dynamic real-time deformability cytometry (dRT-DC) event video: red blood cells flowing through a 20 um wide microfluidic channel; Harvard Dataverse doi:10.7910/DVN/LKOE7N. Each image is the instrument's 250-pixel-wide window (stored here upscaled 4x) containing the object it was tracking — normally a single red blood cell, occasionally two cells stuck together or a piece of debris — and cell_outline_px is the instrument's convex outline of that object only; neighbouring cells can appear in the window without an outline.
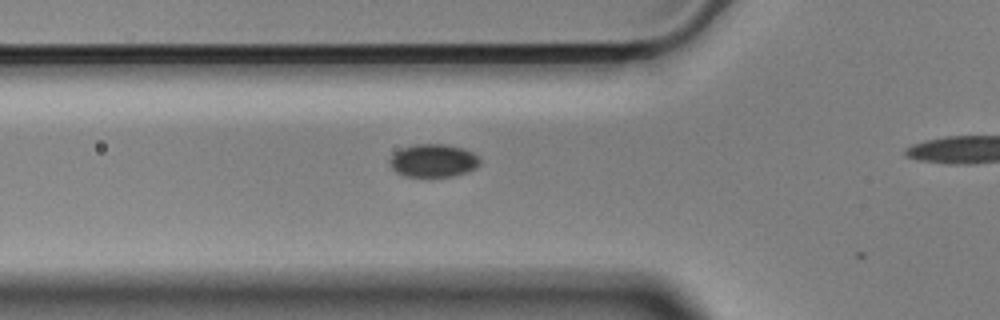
{"species": "Egyptian fruit bat (a non-hibernating species)", "species_latin": "Rousettus aegyptiacus", "temperature_condition": "cold", "stored_images_in_passage": 11, "camera_frame_rate_fps": 3000, "um_per_image_px": 0.085, "animal": {"sex": "male"}, "frame": {"image": 1, "passage_image": 3, "time_ms": 0.667, "image_size_px": [1000, 320], "cell_outline_px": [[480, 164], [476, 168], [468, 172], [452, 176], [404, 176], [396, 172], [388, 164], [388, 160], [396, 152], [404, 148], [416, 144], [444, 144], [460, 148], [472, 152], [480, 160]], "centroid_in_image_um": [36.82, 13.66], "position_along_channel_um": 89.0, "area_um2": 17.17}}
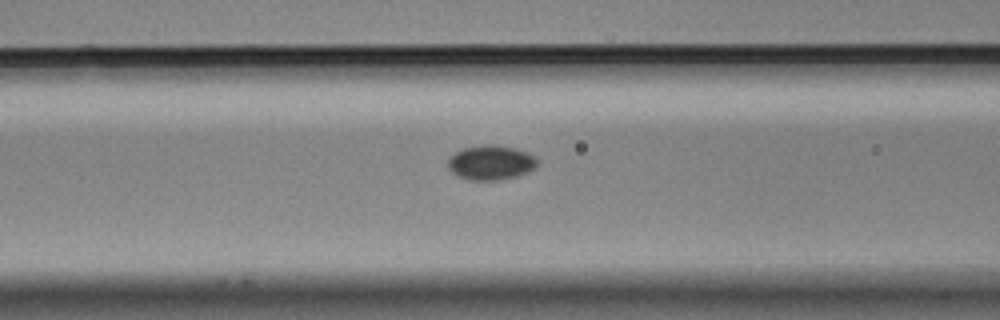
{"frame": {"image": 2, "passage_image": 6, "time_ms": 1.667, "image_size_px": [1000, 320], "cell_outline_px": [[536, 164], [528, 172], [516, 176], [500, 180], [472, 180], [460, 176], [452, 172], [448, 168], [448, 160], [456, 152], [464, 148], [484, 144], [496, 144], [516, 148], [532, 156], [536, 160]], "centroid_in_image_um": [41.69, 13.81], "position_along_channel_um": 124.9, "area_um2": 17.69}}
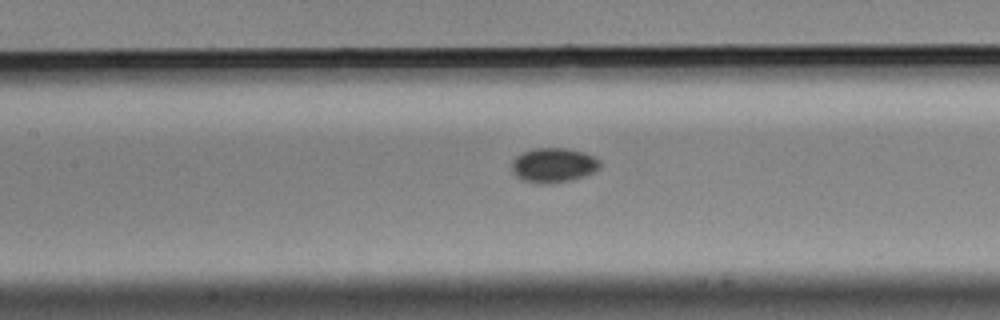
{"frame": {"image": 3, "passage_image": 9, "time_ms": 2.667, "image_size_px": [1000, 320], "cell_outline_px": [[600, 168], [584, 176], [572, 180], [548, 184], [536, 184], [524, 180], [516, 176], [512, 172], [512, 160], [520, 152], [532, 148], [568, 148], [584, 152], [600, 160]], "centroid_in_image_um": [47.02, 14.03], "position_along_channel_um": 160.4, "area_um2": 18.03}}